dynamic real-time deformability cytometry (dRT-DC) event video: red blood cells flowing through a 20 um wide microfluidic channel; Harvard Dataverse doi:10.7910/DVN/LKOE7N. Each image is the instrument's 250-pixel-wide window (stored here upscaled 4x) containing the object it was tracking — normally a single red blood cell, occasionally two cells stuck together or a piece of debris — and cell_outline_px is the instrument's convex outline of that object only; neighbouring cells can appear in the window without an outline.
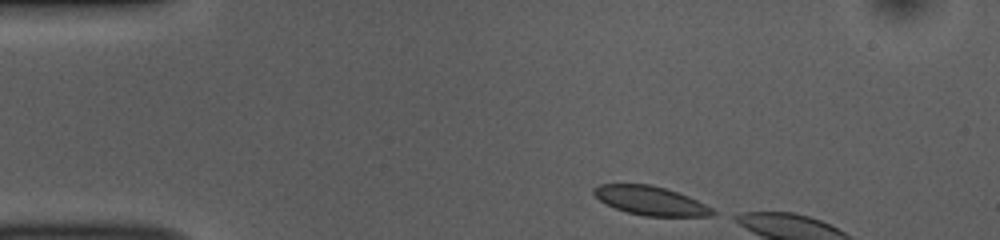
{"species": "common noctule bat (a hibernating species)", "species_latin": "Nyctalus noctula", "temperature_condition": "room temperature", "stored_images_in_passage": 5, "camera_frame_rate_fps": 3000, "um_per_image_px": 0.085, "animal": {"sex": "female", "body_mass_g": 10.0, "forearm_length_mm": 53.1}, "frame": {"image": 1, "passage_image": 1, "time_ms": 0.0, "image_size_px": [1000, 240], "cell_outline_px": [[716, 212], [712, 216], [644, 216], [628, 212], [604, 204], [592, 192], [592, 188], [600, 184], [648, 184], [664, 188], [688, 196], [712, 208]], "centroid_in_image_um": [55.27, 17.06], "position_along_channel_um": 29.7, "area_um2": 19.83}}